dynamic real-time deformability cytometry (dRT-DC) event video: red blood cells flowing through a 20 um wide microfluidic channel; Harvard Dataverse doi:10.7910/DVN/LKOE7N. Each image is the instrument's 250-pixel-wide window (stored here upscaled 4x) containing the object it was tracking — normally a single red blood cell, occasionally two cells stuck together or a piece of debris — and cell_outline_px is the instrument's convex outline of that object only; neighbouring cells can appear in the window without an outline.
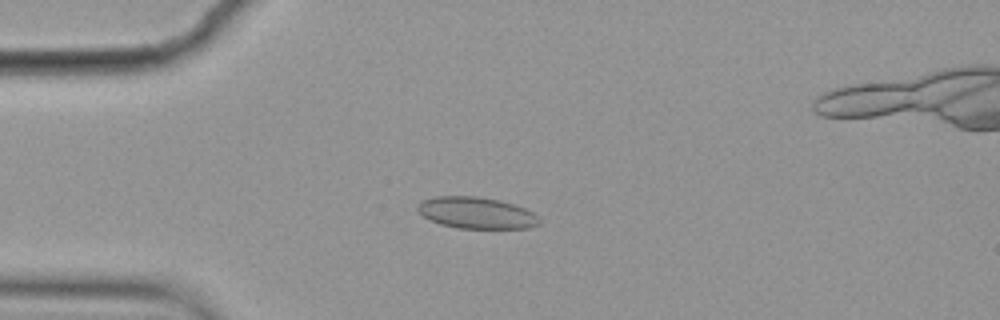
{"species": "common noctule bat (a hibernating species)", "species_latin": "Nyctalus noctula", "temperature_condition": "cold", "stored_images_in_passage": 5, "camera_frame_rate_fps": 3000, "um_per_image_px": 0.085, "animal": {"sex": "female", "body_mass_g": 19.9}, "frame": {"image": 1, "passage_image": 4, "time_ms": 1.0, "image_size_px": [1000, 320], "cell_outline_px": [[540, 224], [528, 228], [456, 228], [440, 224], [424, 216], [416, 208], [424, 200], [436, 196], [476, 196], [500, 200], [524, 208], [532, 212], [540, 220]], "centroid_in_image_um": [40.51, 18.09], "position_along_channel_um": 44.5, "area_um2": 22.08}}